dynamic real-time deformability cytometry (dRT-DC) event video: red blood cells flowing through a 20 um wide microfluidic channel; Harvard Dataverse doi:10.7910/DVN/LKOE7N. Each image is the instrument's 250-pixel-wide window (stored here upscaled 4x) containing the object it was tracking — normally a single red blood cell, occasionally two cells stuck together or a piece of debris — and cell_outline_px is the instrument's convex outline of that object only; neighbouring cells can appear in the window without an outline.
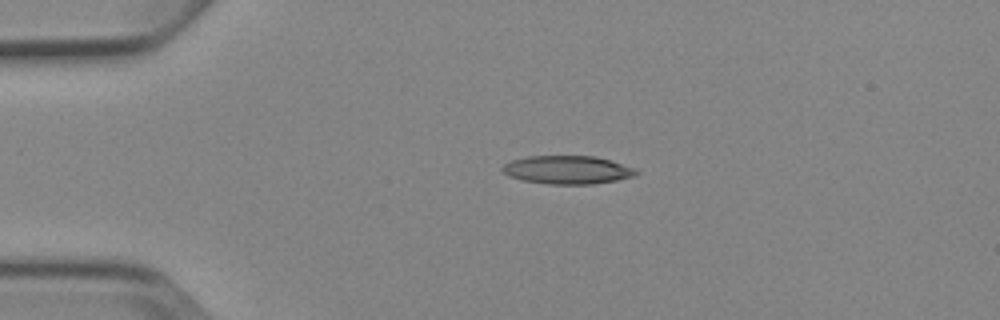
{"species": "Egyptian fruit bat (a non-hibernating species)", "species_latin": "Rousettus aegyptiacus", "temperature_condition": "cold", "stored_images_in_passage": 2, "camera_frame_rate_fps": 3000, "um_per_image_px": 0.085, "animal": {"sex": "female"}, "frame": {"image": 1, "passage_image": 1, "time_ms": 0.0, "image_size_px": [1000, 320], "cell_outline_px": [[640, 172], [632, 176], [616, 180], [592, 184], [548, 184], [524, 180], [508, 176], [500, 168], [504, 164], [512, 160], [528, 156], [596, 156], [636, 168]], "centroid_in_image_um": [48.23, 14.43], "position_along_channel_um": 36.8, "area_um2": 21.96}}